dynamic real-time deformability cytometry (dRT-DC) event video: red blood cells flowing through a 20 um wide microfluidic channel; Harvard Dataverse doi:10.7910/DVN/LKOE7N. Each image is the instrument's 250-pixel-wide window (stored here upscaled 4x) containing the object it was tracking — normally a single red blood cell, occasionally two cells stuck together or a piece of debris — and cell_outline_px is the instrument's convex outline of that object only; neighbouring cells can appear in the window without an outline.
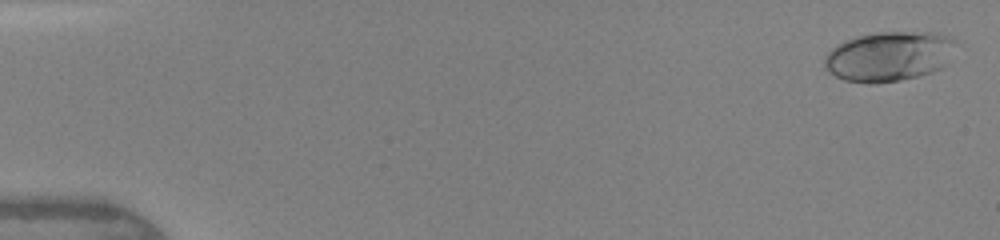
{"species": "human", "species_latin": "Homo sapiens", "temperature_condition": "warm", "stored_images_in_passage": 8, "camera_frame_rate_fps": 3000, "um_per_image_px": 0.085, "donor": {"sex": "female"}, "frame": {"image": 1, "passage_image": 1, "time_ms": 0.0, "image_size_px": [1000, 240], "cell_outline_px": [[956, 40], [944, 64], [940, 68], [932, 72], [900, 80], [876, 84], [868, 84], [844, 80], [836, 76], [824, 64], [824, 56], [832, 48], [856, 36], [880, 32], [940, 32], [952, 36]], "centroid_in_image_um": [75.56, 4.78], "position_along_channel_um": 9.4, "area_um2": 37.8}}
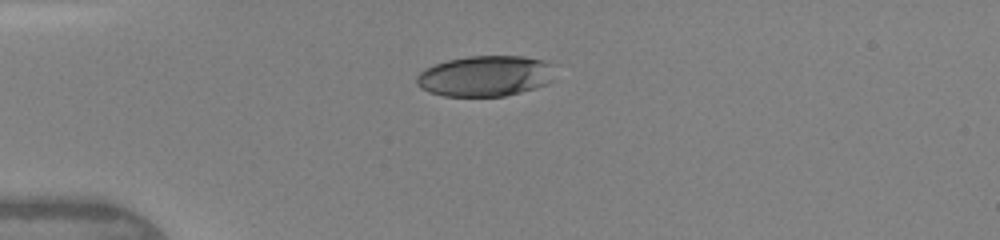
{"frame": {"image": 2, "passage_image": 7, "time_ms": 3.667, "image_size_px": [1000, 240], "cell_outline_px": [[552, 80], [548, 84], [536, 88], [504, 96], [444, 96], [428, 92], [420, 88], [416, 84], [416, 76], [420, 72], [436, 64], [448, 60], [468, 56], [524, 56], [544, 60], [552, 64]], "centroid_in_image_um": [41.25, 6.46], "position_along_channel_um": 43.8, "area_um2": 32.89}}